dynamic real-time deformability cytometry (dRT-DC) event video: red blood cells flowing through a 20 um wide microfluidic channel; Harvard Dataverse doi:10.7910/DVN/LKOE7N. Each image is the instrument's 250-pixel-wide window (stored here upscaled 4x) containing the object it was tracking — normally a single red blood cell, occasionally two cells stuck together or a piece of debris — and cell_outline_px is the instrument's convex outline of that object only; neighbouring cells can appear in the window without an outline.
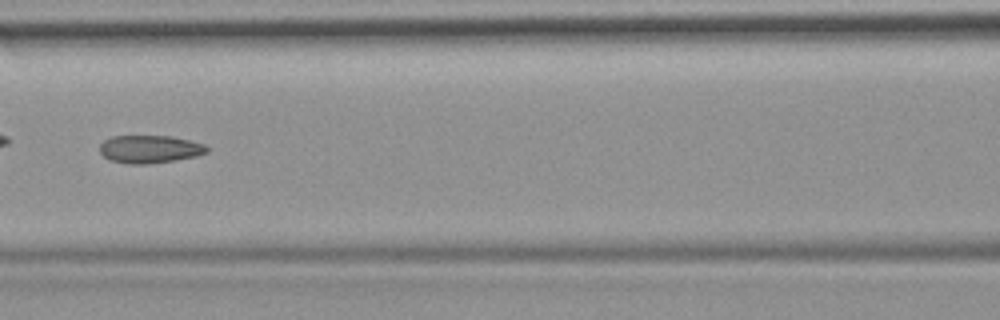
{"species": "common noctule bat (a hibernating species)", "species_latin": "Nyctalus noctula", "temperature_condition": "room temperature", "stored_images_in_passage": 5, "camera_frame_rate_fps": 3000, "um_per_image_px": 0.085, "animal": {"sex": "female", "body_mass_g": 19.9}, "frame": {"image": 1, "passage_image": 4, "time_ms": 3.667, "image_size_px": [1000, 320], "cell_outline_px": [[208, 152], [196, 156], [148, 164], [128, 164], [108, 160], [100, 152], [100, 144], [104, 140], [112, 136], [172, 136], [204, 144], [208, 148]], "centroid_in_image_um": [12.7, 12.68], "position_along_channel_um": 153.9, "area_um2": 17.34}}
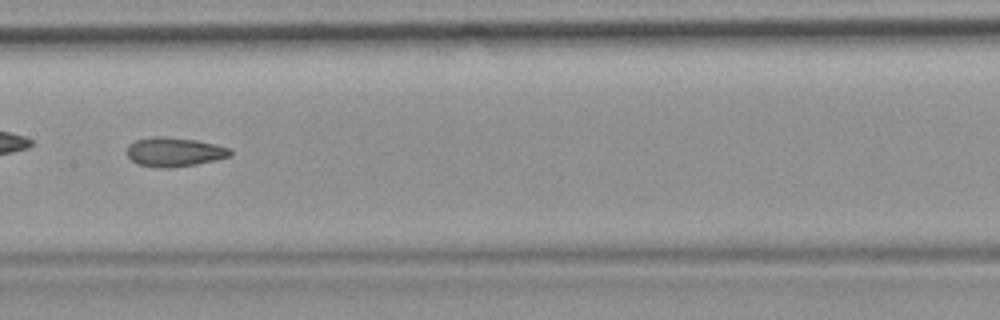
{"frame": {"image": 2, "passage_image": 5, "time_ms": 4.667, "image_size_px": [1000, 320], "cell_outline_px": [[232, 156], [216, 160], [196, 164], [172, 168], [156, 168], [136, 164], [128, 156], [128, 144], [136, 140], [148, 136], [164, 136], [196, 140], [216, 144], [232, 148]], "centroid_in_image_um": [14.83, 12.92], "position_along_channel_um": 192.6, "area_um2": 17.92}}